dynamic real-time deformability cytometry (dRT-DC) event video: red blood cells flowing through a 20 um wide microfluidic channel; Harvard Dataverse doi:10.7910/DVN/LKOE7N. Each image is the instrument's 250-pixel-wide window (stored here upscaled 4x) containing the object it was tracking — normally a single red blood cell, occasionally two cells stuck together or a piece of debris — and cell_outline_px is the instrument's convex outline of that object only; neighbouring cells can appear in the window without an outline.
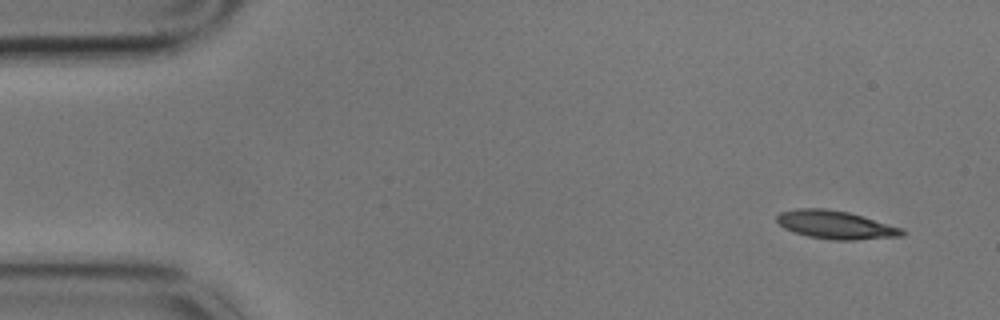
{"species": "common noctule bat (a hibernating species)", "species_latin": "Nyctalus noctula", "temperature_condition": "cold", "stored_images_in_passage": 56, "camera_frame_rate_fps": 3000, "um_per_image_px": 0.085, "animal": {"sex": "male", "body_mass_g": 17.9}, "frame": {"image": 1, "passage_image": 1, "time_ms": 0.0, "image_size_px": [1000, 320], "cell_outline_px": [[904, 236], [856, 240], [832, 240], [808, 236], [784, 228], [776, 220], [776, 216], [780, 212], [796, 208], [824, 208], [848, 212], [904, 228]], "centroid_in_image_um": [71.04, 19.11], "position_along_channel_um": 14.0, "area_um2": 20.63}}
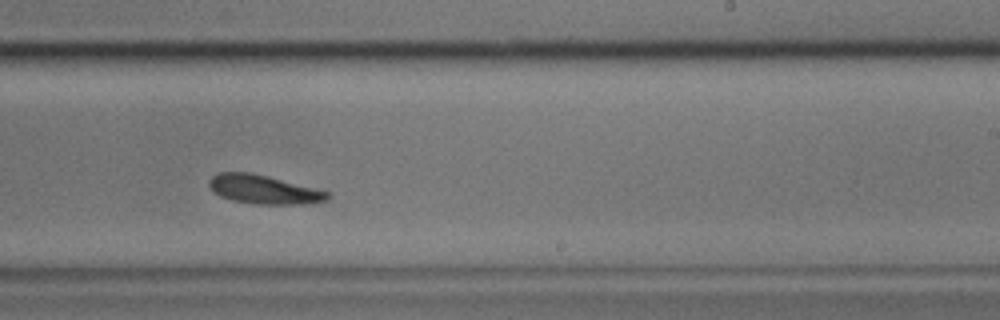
{"frame": {"image": 2, "passage_image": 33, "time_ms": 10.667, "image_size_px": [1000, 320], "cell_outline_px": [[332, 196], [328, 200], [304, 204], [256, 204], [232, 200], [220, 196], [208, 184], [208, 180], [212, 176], [220, 172], [252, 172], [332, 192]], "centroid_in_image_um": [22.47, 16.1], "position_along_channel_um": 266.5, "area_um2": 20.0}}
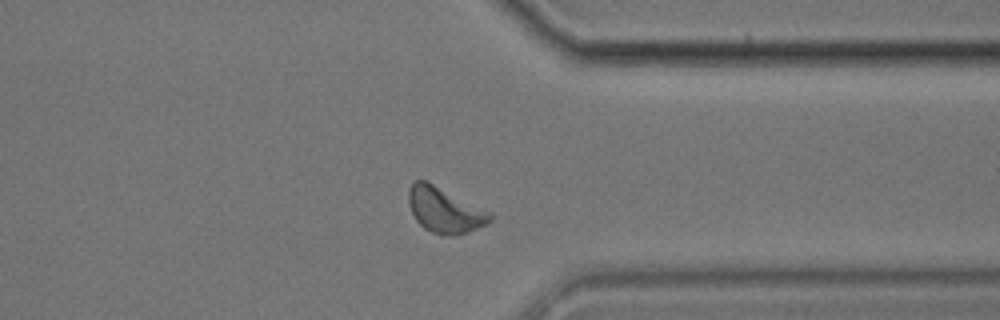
{"frame": {"image": 3, "passage_image": 43, "time_ms": 14.0, "image_size_px": [1000, 320], "cell_outline_px": [[492, 220], [468, 232], [452, 236], [448, 236], [432, 232], [424, 228], [416, 220], [408, 204], [408, 188], [412, 180], [424, 180], [492, 212]], "centroid_in_image_um": [37.77, 17.85], "position_along_channel_um": 373.6, "area_um2": 21.39}, "authors_computed_cell_mechanics": {"area_um2": 20.2589, "velocity_mm_per_s": 3.3223, "shape_relaxation_time_tau1_ms": 5.1501, "shape_relaxation_time_tau2_ms": null, "deformation_change_tau1": 0.1171, "deformation_change_tau2": null}}